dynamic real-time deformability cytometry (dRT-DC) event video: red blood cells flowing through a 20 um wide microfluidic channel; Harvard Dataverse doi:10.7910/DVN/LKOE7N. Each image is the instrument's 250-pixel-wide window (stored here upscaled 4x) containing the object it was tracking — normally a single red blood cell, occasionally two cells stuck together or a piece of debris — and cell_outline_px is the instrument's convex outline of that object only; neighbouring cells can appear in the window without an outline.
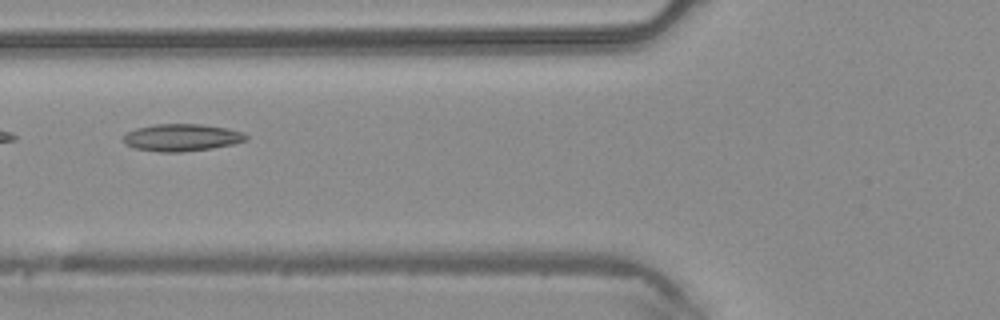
{"species": "common noctule bat (a hibernating species)", "species_latin": "Nyctalus noctula", "temperature_condition": "warm", "stored_images_in_passage": 6, "camera_frame_rate_fps": 3000, "um_per_image_px": 0.085, "animal": {"sex": "male", "body_mass_g": 20.4}, "frame": {"image": 1, "passage_image": 6, "time_ms": 1.667, "image_size_px": [1000, 320], "cell_outline_px": [[248, 140], [232, 144], [212, 148], [180, 152], [160, 152], [136, 148], [124, 144], [124, 132], [136, 128], [152, 124], [200, 124], [228, 128], [244, 132], [248, 136]], "centroid_in_image_um": [15.44, 11.68], "position_along_channel_um": 110.4, "area_um2": 19.59}}